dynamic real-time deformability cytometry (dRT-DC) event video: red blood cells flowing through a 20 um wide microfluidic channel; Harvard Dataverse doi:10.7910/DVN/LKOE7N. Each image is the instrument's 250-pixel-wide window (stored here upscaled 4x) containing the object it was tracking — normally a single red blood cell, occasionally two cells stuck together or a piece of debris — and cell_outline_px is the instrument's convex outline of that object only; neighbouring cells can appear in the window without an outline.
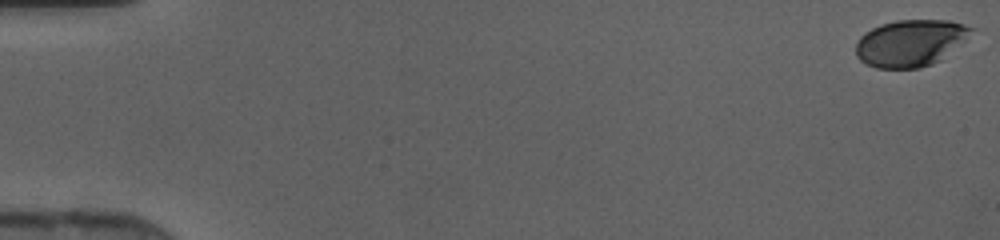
{"species": "human", "species_latin": "Homo sapiens", "temperature_condition": "cold", "stored_images_in_passage": 47, "camera_frame_rate_fps": 3000, "um_per_image_px": 0.085, "donor": {"sex": "female"}, "frame": {"image": 1, "passage_image": 1, "time_ms": 0.0, "image_size_px": [1000, 240], "cell_outline_px": [[976, 28], [940, 60], [932, 64], [920, 68], [876, 68], [860, 60], [856, 56], [856, 44], [860, 36], [864, 32], [880, 24], [896, 20], [948, 20], [964, 24]], "centroid_in_image_um": [77.34, 3.64], "position_along_channel_um": 7.7, "area_um2": 31.21}}
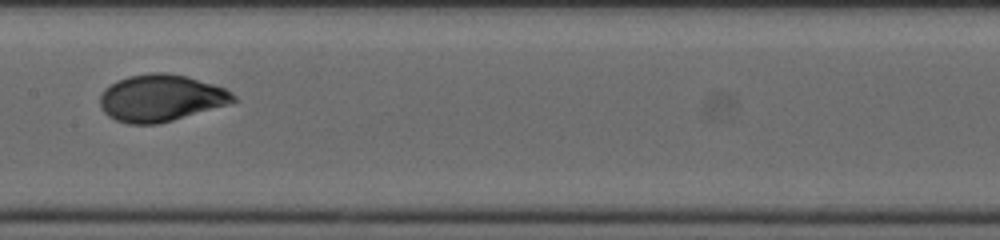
{"frame": {"image": 2, "passage_image": 25, "time_ms": 8.0, "image_size_px": [1000, 240], "cell_outline_px": [[240, 100], [228, 104], [172, 120], [156, 124], [128, 124], [116, 120], [108, 116], [104, 112], [100, 104], [100, 96], [104, 88], [116, 80], [128, 76], [152, 72], [168, 72], [184, 76], [212, 84], [224, 88], [232, 92]], "centroid_in_image_um": [13.65, 8.32], "position_along_channel_um": 193.7, "area_um2": 36.36}}
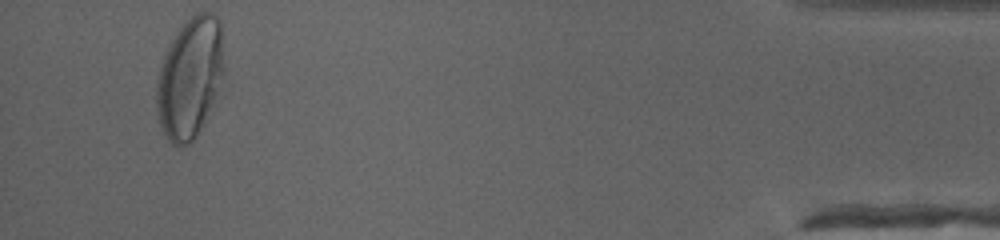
{"frame": {"image": 3, "passage_image": 45, "time_ms": 14.667, "image_size_px": [1000, 240], "cell_outline_px": [[224, 72], [204, 124], [196, 136], [188, 144], [180, 148], [172, 144], [168, 140], [160, 124], [156, 112], [156, 80], [164, 56], [176, 32], [196, 12], [208, 12], [216, 16], [220, 20], [224, 68]], "centroid_in_image_um": [16.13, 6.64], "position_along_channel_um": 419.1, "area_um2": 47.22}}